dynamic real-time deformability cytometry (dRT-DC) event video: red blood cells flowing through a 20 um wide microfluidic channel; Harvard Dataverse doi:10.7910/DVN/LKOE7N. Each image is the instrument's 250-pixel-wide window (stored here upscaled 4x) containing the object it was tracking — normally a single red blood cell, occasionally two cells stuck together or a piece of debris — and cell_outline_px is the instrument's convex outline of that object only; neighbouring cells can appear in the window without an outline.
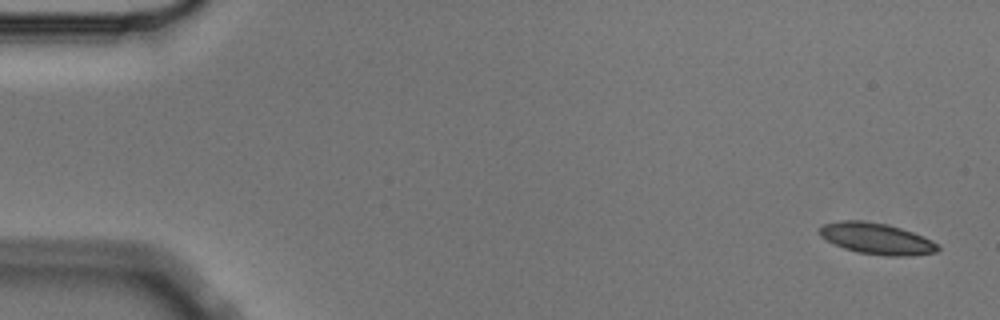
{"species": "Egyptian fruit bat (a non-hibernating species)", "species_latin": "Rousettus aegyptiacus", "temperature_condition": "cold", "stored_images_in_passage": 6, "segment_of_instrument_passage": [2, 2], "camera_frame_rate_fps": 3000, "um_per_image_px": 0.085, "animal": {"sex": "male"}, "frame": {"image": 1, "passage_image": 6, "time_ms": 1.667, "image_size_px": [1000, 320], "cell_outline_px": [[940, 248], [936, 252], [912, 256], [884, 256], [860, 252], [844, 248], [832, 244], [820, 236], [820, 228], [824, 224], [840, 220], [860, 220], [884, 224], [900, 228], [912, 232], [932, 240]], "centroid_in_image_um": [74.5, 20.29], "position_along_channel_um": 10.5, "area_um2": 21.39}}